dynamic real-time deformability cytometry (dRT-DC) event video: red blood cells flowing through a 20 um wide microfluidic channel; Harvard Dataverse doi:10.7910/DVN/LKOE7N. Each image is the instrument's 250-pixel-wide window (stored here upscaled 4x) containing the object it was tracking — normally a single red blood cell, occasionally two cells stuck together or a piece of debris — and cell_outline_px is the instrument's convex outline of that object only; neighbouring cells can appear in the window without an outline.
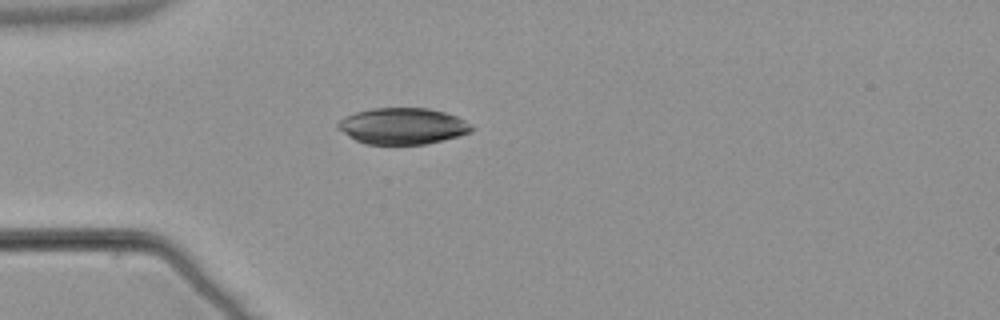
{"species": "common noctule bat (a hibernating species)", "species_latin": "Nyctalus noctula", "temperature_condition": "warm", "stored_images_in_passage": 39, "camera_frame_rate_fps": 3000, "um_per_image_px": 0.085, "animal": {"sex": "male", "body_mass_g": 21.5, "forearm_length_mm": 52.0}, "frame": {"image": 1, "passage_image": 1, "time_ms": 0.0, "image_size_px": [1000, 320], "cell_outline_px": [[476, 128], [472, 132], [460, 136], [424, 144], [364, 144], [356, 140], [336, 128], [336, 124], [344, 116], [356, 112], [372, 108], [428, 108], [444, 112], [456, 116], [472, 124]], "centroid_in_image_um": [34.24, 10.71], "position_along_channel_um": 50.8, "area_um2": 28.44}}
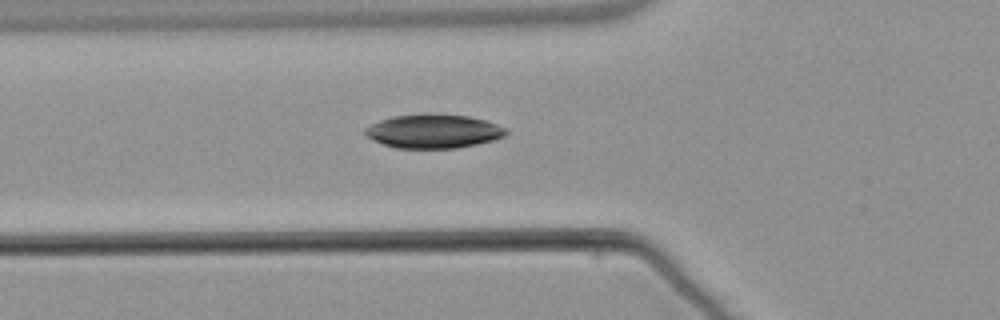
{"frame": {"image": 2, "passage_image": 5, "time_ms": 1.333, "image_size_px": [1000, 320], "cell_outline_px": [[508, 132], [504, 136], [492, 140], [476, 144], [456, 148], [396, 148], [384, 144], [364, 136], [364, 128], [380, 120], [392, 116], [428, 112], [468, 116], [484, 120], [508, 128]], "centroid_in_image_um": [36.82, 11.13], "position_along_channel_um": 89.0, "area_um2": 28.09}}
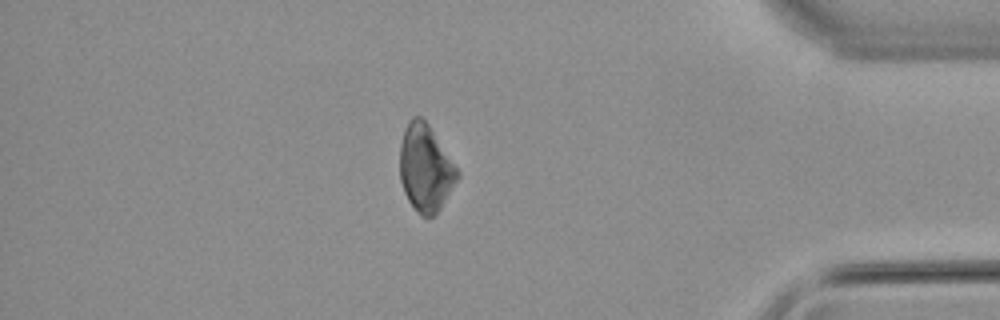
{"frame": {"image": 3, "passage_image": 32, "time_ms": 10.333, "image_size_px": [1000, 320], "cell_outline_px": [[460, 176], [436, 216], [424, 216], [408, 200], [404, 192], [400, 180], [400, 144], [404, 128], [408, 120], [412, 116], [420, 116], [428, 124], [460, 172]], "centroid_in_image_um": [36.16, 14.27], "position_along_channel_um": 399.0, "area_um2": 29.02}, "authors_computed_cell_mechanics": {"area_um2": 28.8422, "velocity_mm_per_s": 3.8299, "shape_relaxation_time_tau1_ms": 3.2152, "shape_relaxation_time_tau2_ms": null, "deformation_change_tau1": 0.064, "deformation_change_tau2": null}}